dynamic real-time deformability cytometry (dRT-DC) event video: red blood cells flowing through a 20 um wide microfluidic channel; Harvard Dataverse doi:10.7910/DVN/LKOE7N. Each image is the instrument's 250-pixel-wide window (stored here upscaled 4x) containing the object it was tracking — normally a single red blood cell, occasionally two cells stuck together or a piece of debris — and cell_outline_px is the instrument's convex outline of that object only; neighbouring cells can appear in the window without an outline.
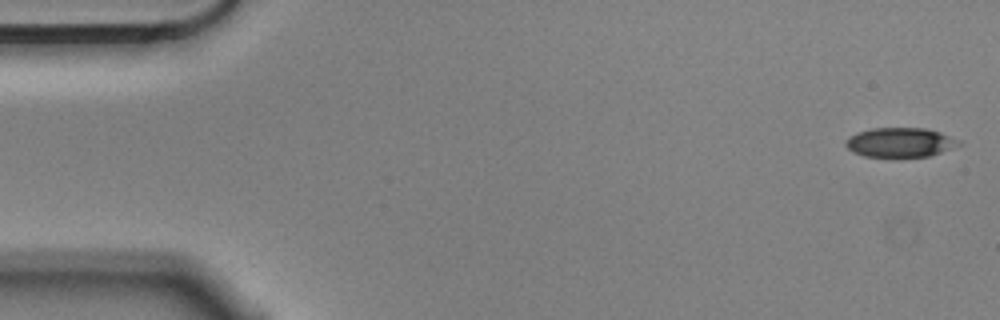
{"species": "Egyptian fruit bat (a non-hibernating species)", "species_latin": "Rousettus aegyptiacus", "temperature_condition": "cold", "stored_images_in_passage": 5, "camera_frame_rate_fps": 3000, "um_per_image_px": 0.085, "animal": {"sex": "male"}, "frame": {"image": 1, "passage_image": 1, "time_ms": 0.0, "image_size_px": [1000, 320], "cell_outline_px": [[964, 144], [928, 156], [864, 156], [852, 152], [844, 144], [844, 140], [856, 132], [872, 128], [928, 128], [940, 132], [960, 140]], "centroid_in_image_um": [76.51, 12.09], "position_along_channel_um": 8.5, "area_um2": 19.42}}
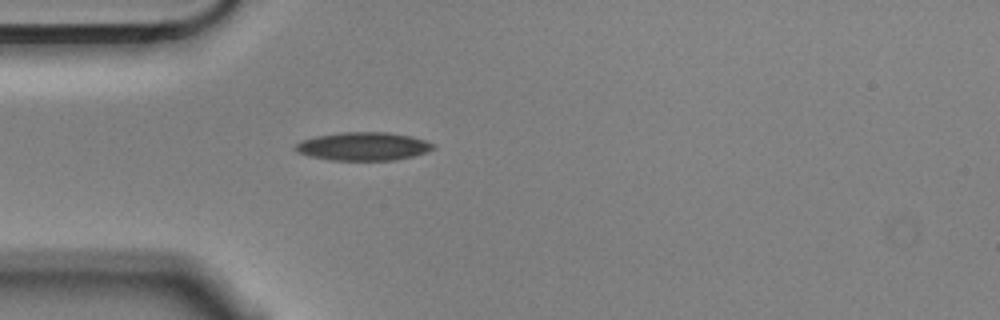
{"frame": {"image": 2, "passage_image": 5, "time_ms": 1.333, "image_size_px": [1000, 320], "cell_outline_px": [[436, 148], [412, 156], [396, 160], [328, 160], [308, 156], [296, 152], [292, 148], [296, 144], [304, 140], [316, 136], [340, 132], [388, 132], [412, 136], [436, 144]], "centroid_in_image_um": [30.86, 12.44], "position_along_channel_um": 54.1, "area_um2": 22.83}}